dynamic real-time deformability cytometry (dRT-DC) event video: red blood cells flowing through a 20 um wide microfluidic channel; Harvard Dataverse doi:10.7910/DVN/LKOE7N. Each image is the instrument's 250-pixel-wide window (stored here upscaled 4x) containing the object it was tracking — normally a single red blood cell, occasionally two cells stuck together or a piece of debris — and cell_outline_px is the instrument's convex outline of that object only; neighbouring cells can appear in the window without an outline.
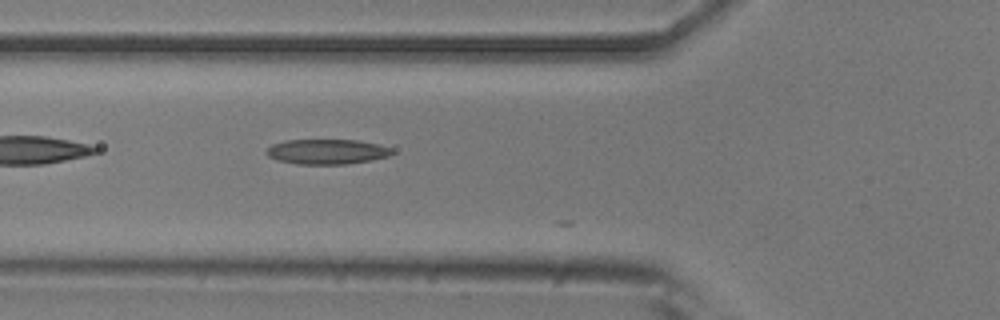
{"species": "common noctule bat (a hibernating species)", "species_latin": "Nyctalus noctula", "temperature_condition": "room temperature", "stored_images_in_passage": 8, "camera_frame_rate_fps": 3000, "um_per_image_px": 0.085, "animal": {"sex": "male", "body_mass_g": 20.5, "forearm_length_mm": 52.5}, "frame": {"image": 1, "passage_image": 3, "time_ms": 0.667, "image_size_px": [1000, 320], "cell_outline_px": [[392, 152], [388, 156], [372, 160], [344, 164], [296, 164], [276, 160], [268, 156], [264, 152], [272, 144], [284, 140], [360, 140], [392, 148]], "centroid_in_image_um": [27.74, 12.89], "position_along_channel_um": 98.1, "area_um2": 18.32}}
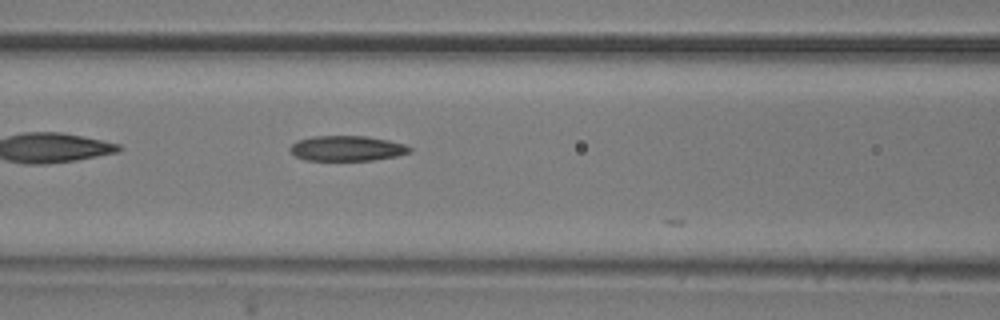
{"frame": {"image": 2, "passage_image": 6, "time_ms": 1.667, "image_size_px": [1000, 320], "cell_outline_px": [[412, 152], [396, 156], [372, 160], [304, 160], [296, 156], [288, 148], [296, 140], [312, 136], [368, 136], [388, 140], [404, 144], [412, 148]], "centroid_in_image_um": [29.48, 12.6], "position_along_channel_um": 137.1, "area_um2": 17.63}}